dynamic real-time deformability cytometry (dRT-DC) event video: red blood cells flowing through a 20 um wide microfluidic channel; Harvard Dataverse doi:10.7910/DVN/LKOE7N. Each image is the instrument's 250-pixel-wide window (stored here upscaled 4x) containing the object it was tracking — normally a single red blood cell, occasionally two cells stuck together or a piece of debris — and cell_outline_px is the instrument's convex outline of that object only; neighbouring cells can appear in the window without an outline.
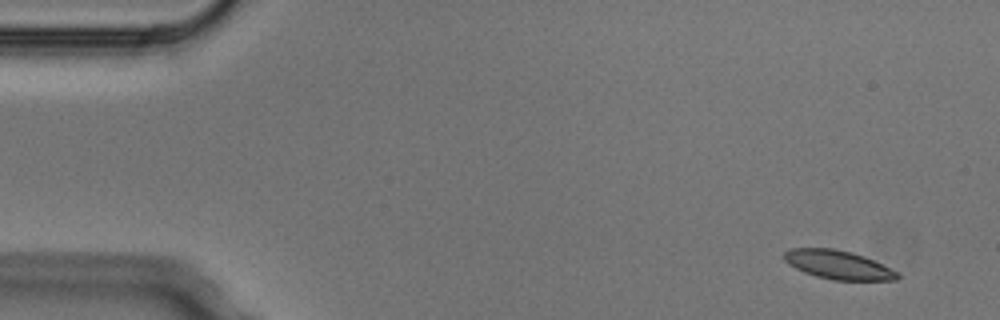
{"species": "Egyptian fruit bat (a non-hibernating species)", "species_latin": "Rousettus aegyptiacus", "temperature_condition": "cold", "stored_images_in_passage": 4, "camera_frame_rate_fps": 3000, "um_per_image_px": 0.085, "animal": {"sex": "male"}, "frame": {"image": 1, "passage_image": 1, "time_ms": 0.0, "image_size_px": [1000, 320], "cell_outline_px": [[900, 276], [896, 280], [832, 280], [816, 276], [804, 272], [788, 264], [784, 260], [784, 252], [792, 248], [832, 248], [852, 252], [864, 256], [900, 272]], "centroid_in_image_um": [71.26, 22.51], "position_along_channel_um": 13.7, "area_um2": 19.02}}